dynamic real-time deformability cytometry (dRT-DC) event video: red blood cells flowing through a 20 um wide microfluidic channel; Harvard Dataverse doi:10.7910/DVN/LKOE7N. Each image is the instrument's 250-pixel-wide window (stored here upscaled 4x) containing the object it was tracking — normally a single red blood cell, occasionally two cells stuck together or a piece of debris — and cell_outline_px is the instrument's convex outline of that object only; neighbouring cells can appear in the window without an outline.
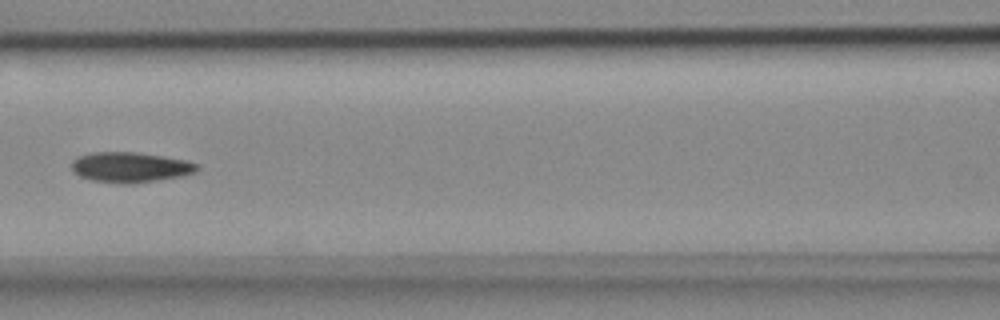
{"species": "common noctule bat (a hibernating species)", "species_latin": "Nyctalus noctula", "temperature_condition": "cold", "stored_images_in_passage": 6, "camera_frame_rate_fps": 3000, "um_per_image_px": 0.085, "animal": {"sex": "female", "body_mass_g": 18.4}, "frame": {"image": 1, "passage_image": 6, "time_ms": 1.667, "image_size_px": [1000, 320], "cell_outline_px": [[200, 168], [196, 172], [184, 176], [132, 184], [120, 184], [92, 180], [80, 176], [72, 172], [72, 160], [80, 156], [96, 152], [136, 152], [184, 160], [196, 164]], "centroid_in_image_um": [11.07, 14.23], "position_along_channel_um": 155.5, "area_um2": 22.08}}